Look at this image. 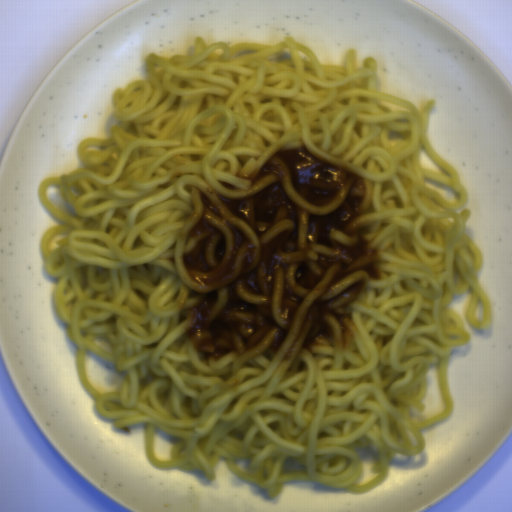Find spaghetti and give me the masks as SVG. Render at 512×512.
Returning <instances> with one entry per match:
<instances>
[{
  "label": "spaghetti",
  "instance_id": "c7327b10",
  "mask_svg": "<svg viewBox=\"0 0 512 512\" xmlns=\"http://www.w3.org/2000/svg\"><path fill=\"white\" fill-rule=\"evenodd\" d=\"M143 63L147 78L110 97L108 138L80 141L81 167L39 186L58 221L41 237L44 270L96 412L113 431L146 425L156 467L216 480L225 460L272 498L287 481L369 493L454 414L451 357L471 334L452 301L470 294V326L492 323L469 193L429 138L435 100L383 93L374 58L361 68L349 49L344 64L320 63L291 35L198 37L190 54ZM302 145L366 182L360 233L382 279L348 307L349 350L208 360L184 330L199 188L246 185Z\"/></svg>",
  "mask_w": 512,
  "mask_h": 512
}]
</instances>
